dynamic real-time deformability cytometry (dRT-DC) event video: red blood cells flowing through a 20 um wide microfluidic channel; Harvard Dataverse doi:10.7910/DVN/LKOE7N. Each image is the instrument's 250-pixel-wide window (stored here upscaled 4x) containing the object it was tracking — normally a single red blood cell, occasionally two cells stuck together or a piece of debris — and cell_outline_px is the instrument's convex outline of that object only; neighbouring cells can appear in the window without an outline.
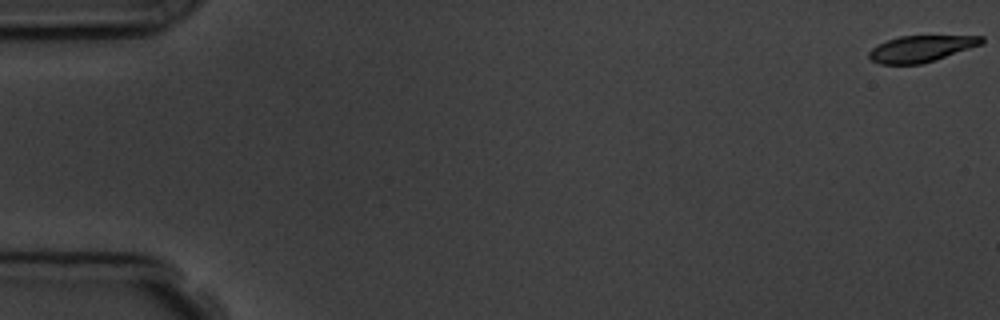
{"species": "common noctule bat (a hibernating species)", "species_latin": "Nyctalus noctula", "temperature_condition": "room temperature", "stored_images_in_passage": 7, "camera_frame_rate_fps": 3000, "um_per_image_px": 0.085, "animal": {"sex": "male", "body_mass_g": 19.5, "forearm_length_mm": 54.6}, "frame": {"image": 1, "passage_image": 1, "time_ms": 0.0, "image_size_px": [1000, 320], "cell_outline_px": [[984, 44], [936, 60], [920, 64], [880, 64], [872, 60], [868, 56], [868, 52], [872, 48], [888, 40], [900, 36], [984, 36]], "centroid_in_image_um": [78.33, 4.14], "position_along_channel_um": 6.7, "area_um2": 17.28}}
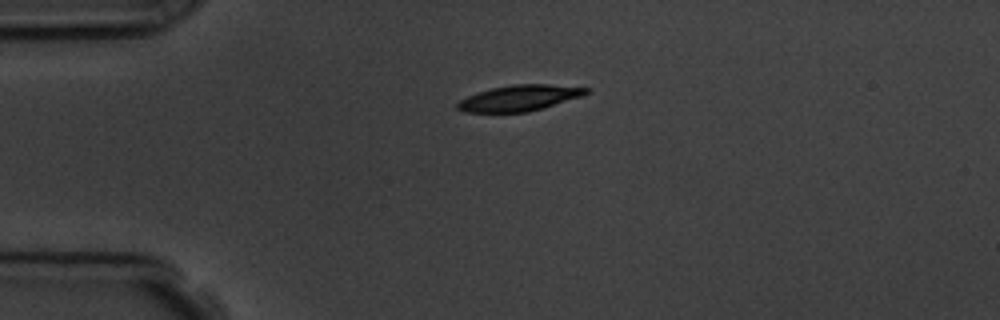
{"frame": {"image": 2, "passage_image": 5, "time_ms": 4.333, "image_size_px": [1000, 320], "cell_outline_px": [[592, 92], [580, 96], [528, 112], [464, 112], [456, 108], [456, 104], [460, 100], [468, 96], [492, 88], [512, 84], [548, 84], [592, 88]], "centroid_in_image_um": [44.16, 8.32], "position_along_channel_um": 40.8, "area_um2": 19.19}}